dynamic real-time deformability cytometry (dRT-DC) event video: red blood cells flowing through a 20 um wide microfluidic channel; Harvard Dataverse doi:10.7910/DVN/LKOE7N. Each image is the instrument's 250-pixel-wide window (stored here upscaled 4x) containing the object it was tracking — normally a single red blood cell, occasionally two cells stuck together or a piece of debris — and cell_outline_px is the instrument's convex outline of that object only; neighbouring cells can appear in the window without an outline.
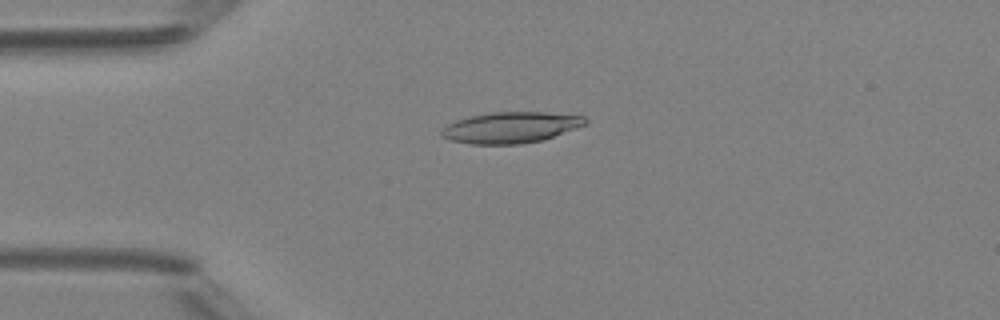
{"species": "Egyptian fruit bat (a non-hibernating species)", "species_latin": "Rousettus aegyptiacus", "temperature_condition": "room temperature", "stored_images_in_passage": 49, "camera_frame_rate_fps": 3000, "um_per_image_px": 0.085, "animal": {"sex": "female"}, "frame": {"image": 1, "passage_image": 12, "time_ms": 3.667, "image_size_px": [1000, 320], "cell_outline_px": [[588, 124], [540, 140], [520, 144], [468, 144], [452, 140], [440, 136], [440, 128], [456, 120], [468, 116], [492, 112], [544, 112], [584, 116], [588, 120]], "centroid_in_image_um": [43.37, 10.83], "position_along_channel_um": 41.6, "area_um2": 26.01}}
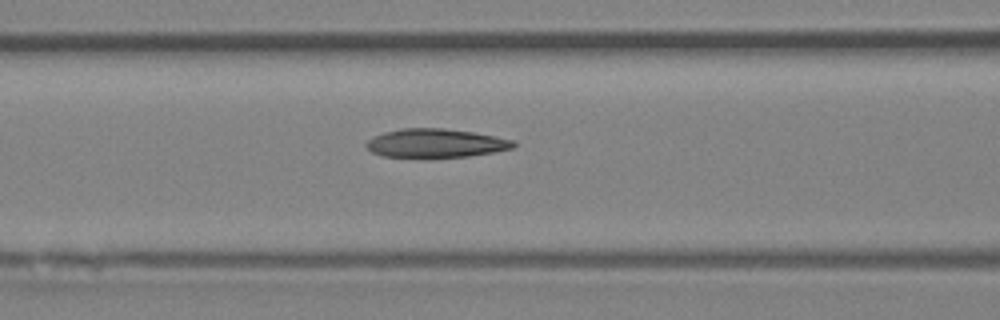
{"frame": {"image": 2, "passage_image": 20, "time_ms": 6.333, "image_size_px": [1000, 320], "cell_outline_px": [[516, 144], [512, 148], [496, 152], [468, 156], [384, 156], [372, 152], [364, 144], [368, 140], [384, 132], [400, 128], [444, 128], [472, 132], [516, 140]], "centroid_in_image_um": [37.07, 12.15], "position_along_channel_um": 129.5, "area_um2": 24.22}}
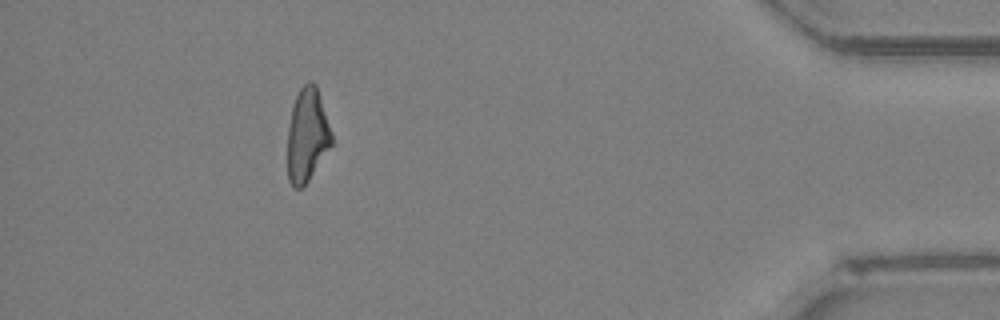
{"frame": {"image": 3, "passage_image": 44, "time_ms": 14.333, "image_size_px": [1000, 320], "cell_outline_px": [[332, 144], [308, 180], [300, 188], [292, 188], [288, 180], [288, 128], [292, 104], [300, 88], [308, 80], [312, 80], [316, 84], [332, 132]], "centroid_in_image_um": [26.1, 11.46], "position_along_channel_um": 409.1, "area_um2": 23.99}, "authors_computed_cell_mechanics": {"area_um2": 25.2586, "velocity_mm_per_s": 4.2063, "shape_relaxation_time_tau1_ms": 7.9442, "shape_relaxation_time_tau2_ms": 3.2118, "deformation_change_tau1": 0.2086, "deformation_change_tau2": 0.1301}}